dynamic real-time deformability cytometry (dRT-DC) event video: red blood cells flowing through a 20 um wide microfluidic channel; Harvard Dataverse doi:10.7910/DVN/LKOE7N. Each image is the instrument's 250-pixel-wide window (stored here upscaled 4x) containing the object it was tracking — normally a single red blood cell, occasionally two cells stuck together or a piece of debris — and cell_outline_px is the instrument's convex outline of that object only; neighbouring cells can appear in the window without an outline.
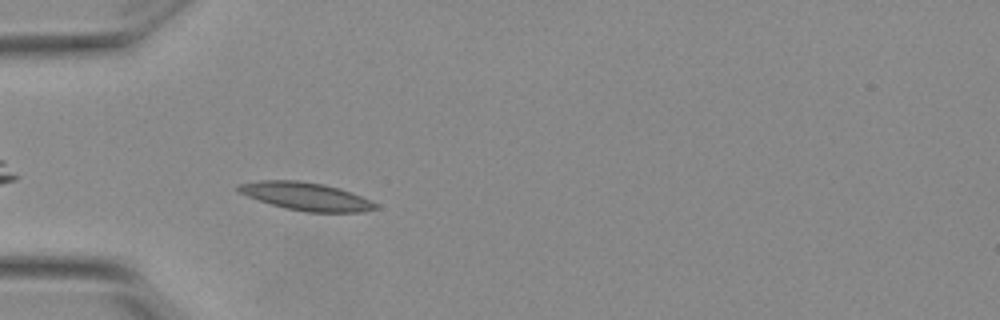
{"species": "Egyptian fruit bat (a non-hibernating species)", "species_latin": "Rousettus aegyptiacus", "temperature_condition": "warm", "stored_images_in_passage": 32, "camera_frame_rate_fps": 3000, "um_per_image_px": 0.085, "animal": {"sex": "female"}, "frame": {"image": 1, "passage_image": 2, "time_ms": 0.333, "image_size_px": [1000, 320], "cell_outline_px": [[380, 208], [360, 212], [304, 212], [284, 208], [236, 192], [236, 184], [260, 180], [296, 180], [324, 184], [340, 188], [360, 196], [376, 204]], "centroid_in_image_um": [25.96, 16.68], "position_along_channel_um": 59.0, "area_um2": 22.31}}
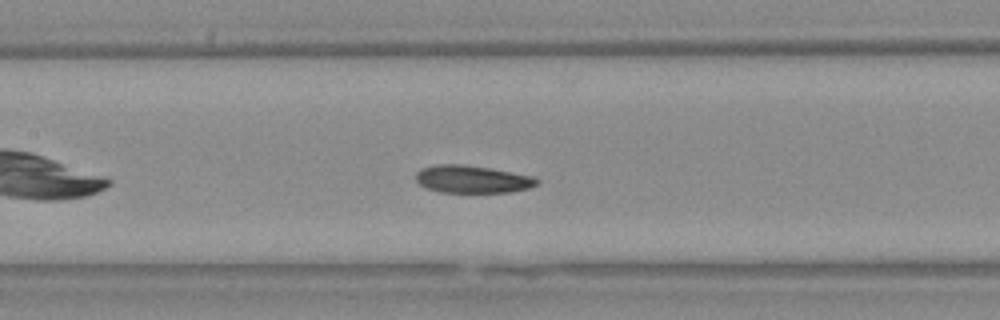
{"frame": {"image": 2, "passage_image": 11, "time_ms": 3.333, "image_size_px": [1000, 320], "cell_outline_px": [[540, 180], [536, 184], [528, 188], [508, 192], [440, 192], [424, 188], [416, 180], [416, 172], [420, 168], [440, 164], [460, 164], [488, 168], [536, 176]], "centroid_in_image_um": [40.13, 15.23], "position_along_channel_um": 167.3, "area_um2": 19.42}}
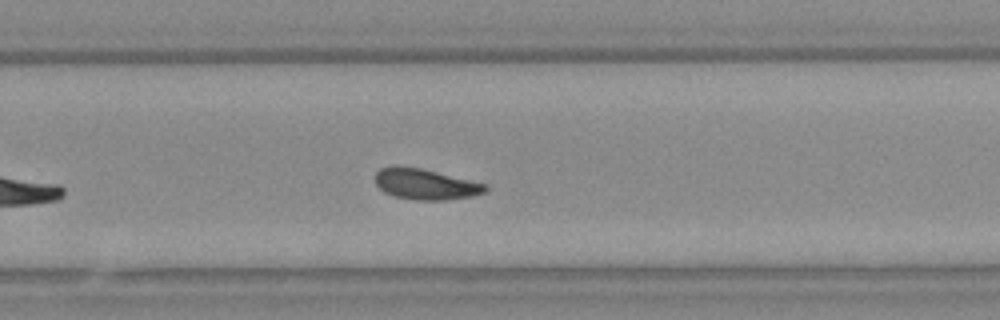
{"frame": {"image": 3, "passage_image": 21, "time_ms": 6.667, "image_size_px": [1000, 320], "cell_outline_px": [[488, 188], [484, 192], [472, 196], [444, 200], [416, 200], [396, 196], [384, 192], [376, 184], [376, 172], [380, 168], [392, 164], [400, 164], [420, 168], [488, 184]], "centroid_in_image_um": [36.14, 15.63], "position_along_channel_um": 293.7, "area_um2": 19.88}, "authors_computed_cell_mechanics": {"area_um2": 19.9988, "velocity_mm_per_s": 3.8109, "shape_relaxation_time_tau1_ms": 4.9076, "shape_relaxation_time_tau2_ms": 3.5135, "deformation_change_tau1": 0.1467, "deformation_change_tau2": 0.1089}}